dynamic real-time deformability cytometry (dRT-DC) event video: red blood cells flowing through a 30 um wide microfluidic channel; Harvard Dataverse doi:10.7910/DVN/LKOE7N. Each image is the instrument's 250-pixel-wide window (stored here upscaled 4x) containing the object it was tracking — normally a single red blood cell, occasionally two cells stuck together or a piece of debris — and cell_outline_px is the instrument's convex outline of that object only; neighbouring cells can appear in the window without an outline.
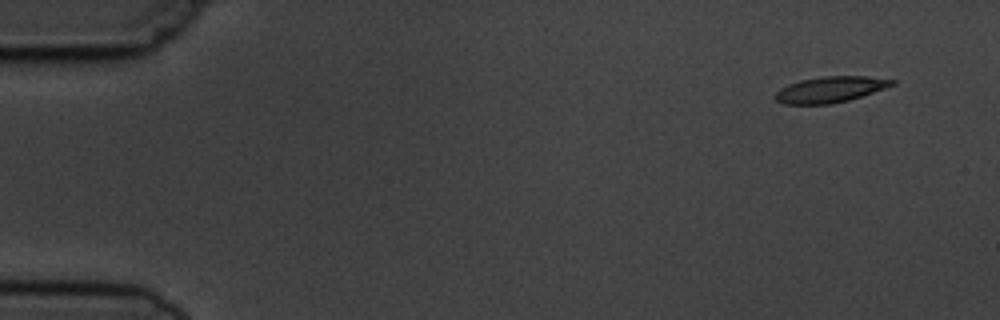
{"species": "common noctule bat (a hibernating species)", "species_latin": "Nyctalus noctula", "temperature_condition": "cold", "stored_images_in_passage": 5, "camera_frame_rate_fps": 3000, "um_per_image_px": 0.085, "animal": {"sex": "male", "body_mass_g": 19.5, "forearm_length_mm": 54.6}, "frame": {"image": 1, "passage_image": 1, "time_ms": 0.0, "image_size_px": [1000, 320], "cell_outline_px": [[896, 84], [848, 100], [832, 104], [784, 104], [776, 100], [772, 96], [780, 88], [788, 84], [800, 80], [824, 76], [868, 76], [896, 80]], "centroid_in_image_um": [70.53, 7.6], "position_along_channel_um": 14.5, "area_um2": 17.63}}
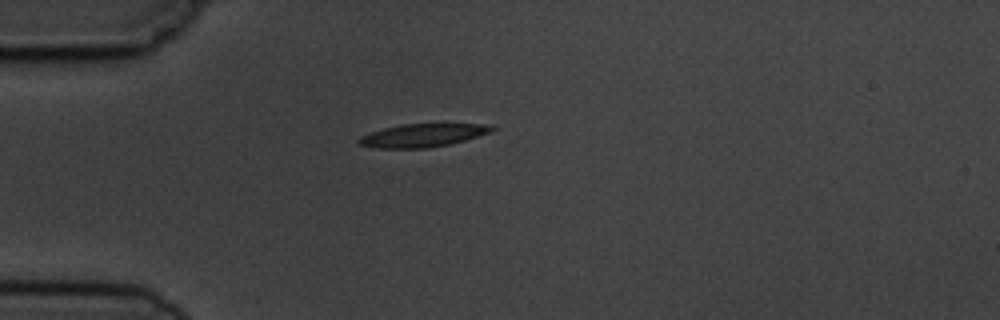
{"frame": {"image": 2, "passage_image": 4, "time_ms": 3.667, "image_size_px": [1000, 320], "cell_outline_px": [[496, 128], [492, 132], [452, 144], [428, 148], [376, 148], [360, 144], [356, 140], [360, 136], [384, 128], [400, 124], [484, 124]], "centroid_in_image_um": [35.93, 11.51], "position_along_channel_um": 49.1, "area_um2": 17.92}}